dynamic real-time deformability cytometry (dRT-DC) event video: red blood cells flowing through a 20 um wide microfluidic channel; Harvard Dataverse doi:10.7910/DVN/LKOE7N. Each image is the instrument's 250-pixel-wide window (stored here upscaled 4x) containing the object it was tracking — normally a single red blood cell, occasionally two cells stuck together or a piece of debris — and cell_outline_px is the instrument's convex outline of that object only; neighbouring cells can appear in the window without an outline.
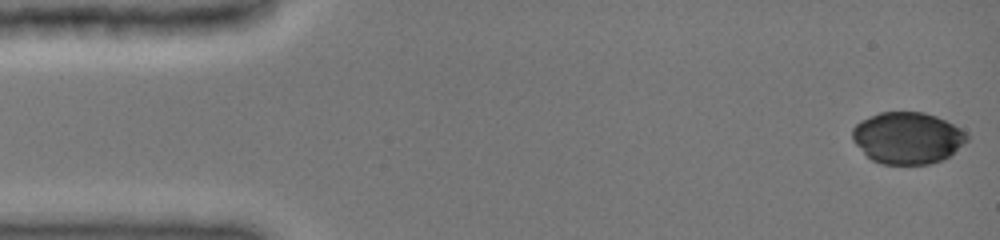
{"species": "common noctule bat (a hibernating species)", "species_latin": "Nyctalus noctula", "temperature_condition": "cold", "stored_images_in_passage": 44, "camera_frame_rate_fps": 3000, "um_per_image_px": 0.085, "animal": {"sex": "female", "body_mass_g": 19.0, "forearm_length_mm": 51.5}, "frame": {"image": 1, "passage_image": 1, "time_ms": 0.0, "image_size_px": [1000, 240], "cell_outline_px": [[968, 140], [944, 160], [928, 164], [884, 164], [872, 160], [852, 140], [852, 128], [860, 120], [880, 112], [924, 112], [936, 116], [968, 132]], "centroid_in_image_um": [77.14, 11.72], "position_along_channel_um": 7.9, "area_um2": 34.51}}